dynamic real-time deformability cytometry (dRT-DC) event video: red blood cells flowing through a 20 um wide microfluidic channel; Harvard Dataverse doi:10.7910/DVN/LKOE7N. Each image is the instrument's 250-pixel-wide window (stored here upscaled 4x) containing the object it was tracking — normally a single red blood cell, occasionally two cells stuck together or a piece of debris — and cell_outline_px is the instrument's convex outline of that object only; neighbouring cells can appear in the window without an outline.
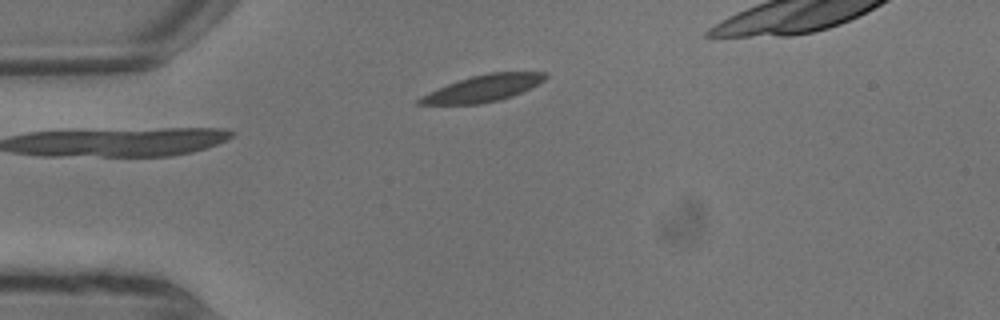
{"species": "common noctule bat (a hibernating species)", "species_latin": "Nyctalus noctula", "temperature_condition": "warm", "stored_images_in_passage": 3, "camera_frame_rate_fps": 3000, "um_per_image_px": 0.085, "animal": {"sex": "male", "body_mass_g": 13.3}, "frame": {"image": 1, "passage_image": 3, "time_ms": 0.667, "image_size_px": [1000, 320], "cell_outline_px": [[548, 76], [544, 80], [512, 96], [500, 100], [480, 104], [416, 104], [416, 100], [420, 96], [448, 84], [472, 76], [488, 72], [548, 72]], "centroid_in_image_um": [41.05, 7.51], "position_along_channel_um": 43.9, "area_um2": 19.25}}